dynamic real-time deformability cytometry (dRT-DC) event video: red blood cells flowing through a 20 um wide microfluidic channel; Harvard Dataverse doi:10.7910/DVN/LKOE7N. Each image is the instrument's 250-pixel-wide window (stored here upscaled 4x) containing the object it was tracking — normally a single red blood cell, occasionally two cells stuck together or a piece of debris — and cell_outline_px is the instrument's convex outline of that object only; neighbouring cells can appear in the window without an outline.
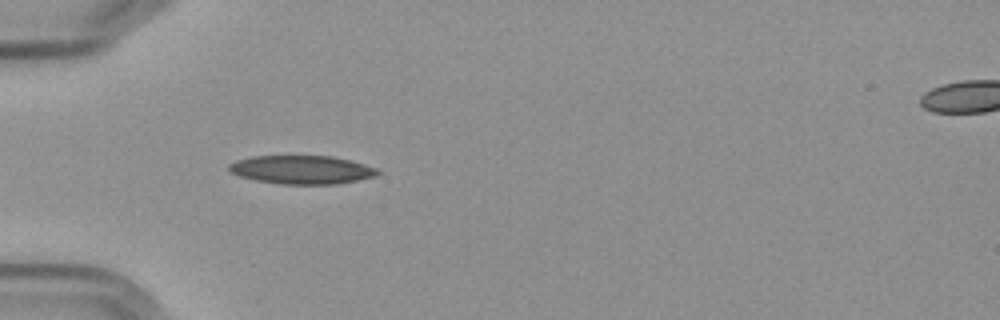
{"species": "Egyptian fruit bat (a non-hibernating species)", "species_latin": "Rousettus aegyptiacus", "temperature_condition": "cold", "stored_images_in_passage": 3, "segment_of_instrument_passage": [1, 2], "camera_frame_rate_fps": 3000, "um_per_image_px": 0.085, "frame": {"image": 1, "passage_image": 2, "time_ms": 2.0, "image_size_px": [1000, 320], "cell_outline_px": [[384, 172], [376, 176], [336, 184], [280, 184], [256, 180], [240, 176], [228, 172], [228, 164], [236, 160], [252, 156], [332, 156], [364, 164], [376, 168]], "centroid_in_image_um": [25.64, 14.42], "position_along_channel_um": 59.4, "area_um2": 24.74}}